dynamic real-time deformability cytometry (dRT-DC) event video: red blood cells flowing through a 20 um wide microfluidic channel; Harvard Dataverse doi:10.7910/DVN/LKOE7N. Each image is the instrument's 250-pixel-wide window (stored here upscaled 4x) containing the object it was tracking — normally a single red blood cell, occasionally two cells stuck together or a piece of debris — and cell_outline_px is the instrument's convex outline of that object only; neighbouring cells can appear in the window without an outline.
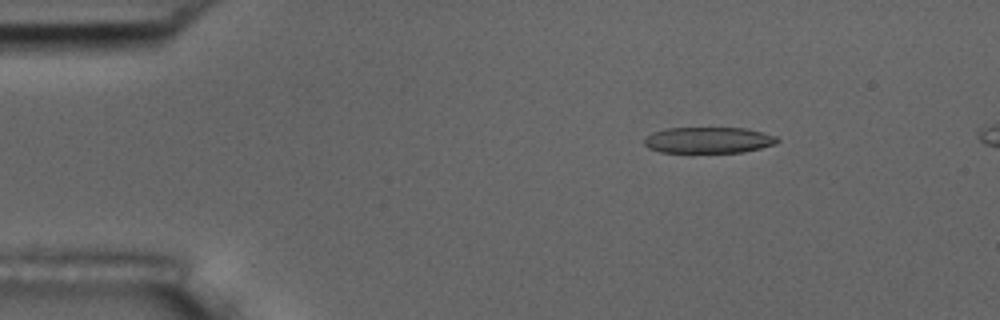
{"species": "common noctule bat (a hibernating species)", "species_latin": "Nyctalus noctula", "temperature_condition": "room temperature", "stored_images_in_passage": 53, "camera_frame_rate_fps": 3000, "um_per_image_px": 0.085, "animal": {"sex": "male", "body_mass_g": 17.5, "forearm_length_mm": 52.3}, "frame": {"image": 1, "passage_image": 8, "time_ms": 2.333, "image_size_px": [1000, 320], "cell_outline_px": [[780, 140], [776, 144], [744, 152], [660, 152], [648, 148], [644, 144], [644, 140], [652, 132], [664, 128], [744, 128], [776, 136]], "centroid_in_image_um": [60.2, 11.91], "position_along_channel_um": 24.8, "area_um2": 20.17}}
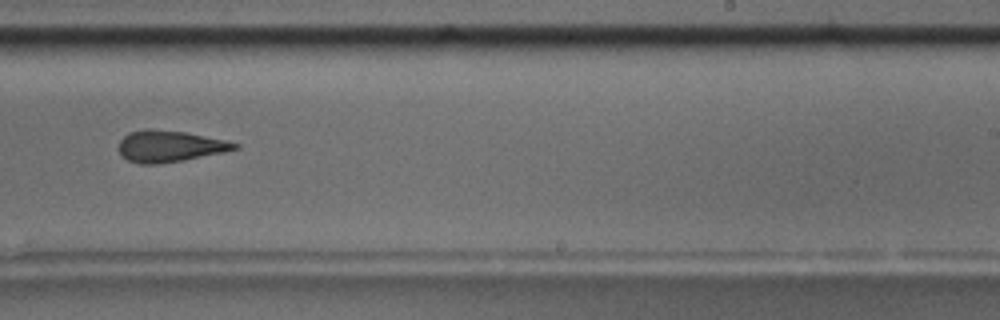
{"frame": {"image": 2, "passage_image": 34, "time_ms": 11.0, "image_size_px": [1000, 320], "cell_outline_px": [[240, 148], [180, 160], [156, 164], [140, 164], [128, 160], [120, 156], [116, 148], [120, 140], [128, 132], [144, 128], [152, 128], [184, 132], [224, 140], [240, 144]], "centroid_in_image_um": [14.31, 12.41], "position_along_channel_um": 274.7, "area_um2": 21.15}}
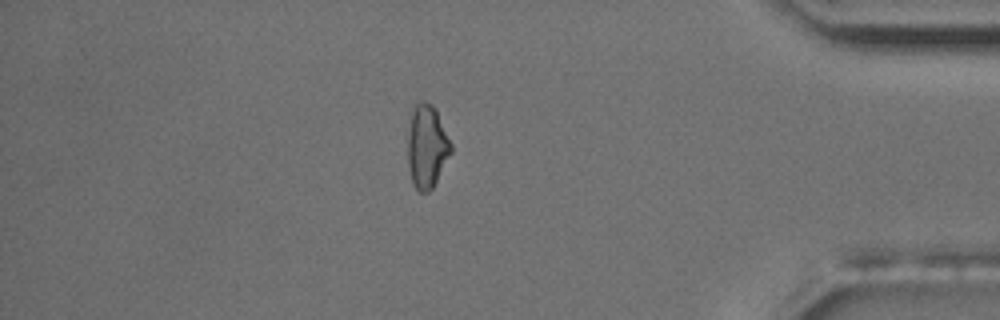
{"frame": {"image": 3, "passage_image": 47, "time_ms": 15.333, "image_size_px": [1000, 320], "cell_outline_px": [[452, 152], [432, 188], [428, 192], [420, 192], [412, 184], [408, 164], [408, 132], [412, 100], [424, 100], [432, 104], [436, 108], [452, 144]], "centroid_in_image_um": [36.27, 12.36], "position_along_channel_um": 398.9, "area_um2": 21.5}}